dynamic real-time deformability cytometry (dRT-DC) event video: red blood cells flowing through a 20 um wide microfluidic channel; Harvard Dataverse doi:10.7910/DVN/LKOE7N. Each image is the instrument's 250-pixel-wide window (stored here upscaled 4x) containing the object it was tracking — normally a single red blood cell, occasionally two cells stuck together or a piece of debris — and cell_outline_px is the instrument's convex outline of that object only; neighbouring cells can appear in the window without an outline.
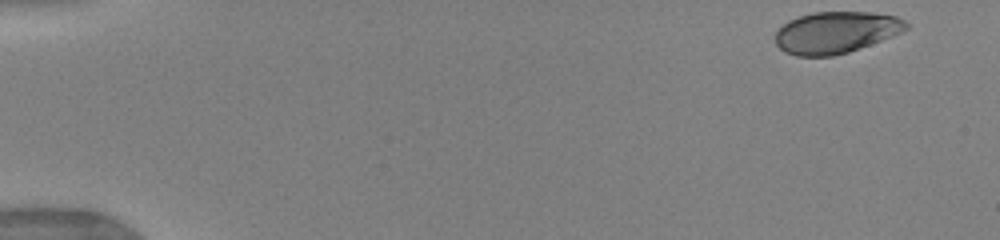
{"species": "human", "species_latin": "Homo sapiens", "temperature_condition": "warm", "stored_images_in_passage": 33, "camera_frame_rate_fps": 3000, "um_per_image_px": 0.085, "donor": {"sex": "female"}, "frame": {"image": 1, "passage_image": 1, "time_ms": 0.0, "image_size_px": [1000, 240], "cell_outline_px": [[908, 28], [892, 36], [860, 48], [848, 52], [832, 56], [796, 56], [784, 52], [776, 44], [776, 32], [788, 20], [812, 12], [872, 12], [896, 16], [904, 20], [908, 24]], "centroid_in_image_um": [71.04, 2.75], "position_along_channel_um": 14.0, "area_um2": 31.67}}
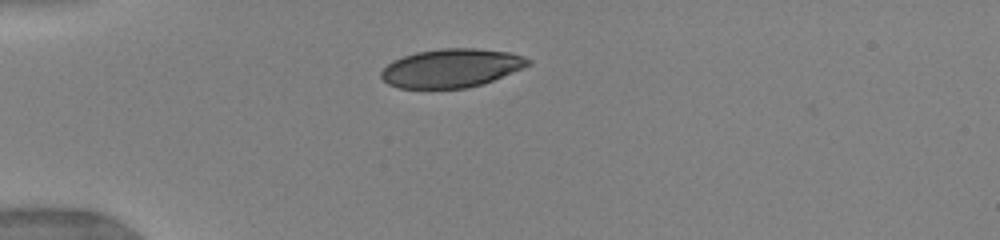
{"frame": {"image": 2, "passage_image": 21, "time_ms": 3.667, "image_size_px": [1000, 240], "cell_outline_px": [[532, 64], [484, 84], [468, 88], [400, 88], [388, 84], [380, 76], [380, 72], [392, 60], [416, 52], [440, 48], [476, 48], [508, 52], [532, 60]], "centroid_in_image_um": [38.36, 5.79], "position_along_channel_um": 46.6, "area_um2": 33.06}}
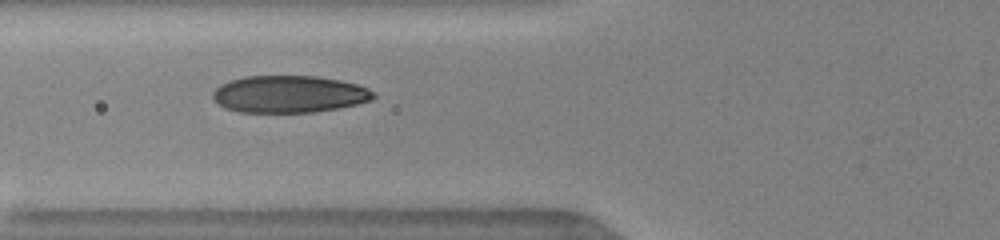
{"frame": {"image": 3, "passage_image": 32, "time_ms": 5.667, "image_size_px": [1000, 240], "cell_outline_px": [[376, 96], [372, 100], [340, 108], [312, 112], [240, 112], [224, 108], [212, 96], [212, 92], [220, 84], [228, 80], [244, 76], [316, 76], [340, 80], [356, 84], [368, 88], [376, 92]], "centroid_in_image_um": [24.59, 8.0], "position_along_channel_um": 101.2, "area_um2": 34.91}}